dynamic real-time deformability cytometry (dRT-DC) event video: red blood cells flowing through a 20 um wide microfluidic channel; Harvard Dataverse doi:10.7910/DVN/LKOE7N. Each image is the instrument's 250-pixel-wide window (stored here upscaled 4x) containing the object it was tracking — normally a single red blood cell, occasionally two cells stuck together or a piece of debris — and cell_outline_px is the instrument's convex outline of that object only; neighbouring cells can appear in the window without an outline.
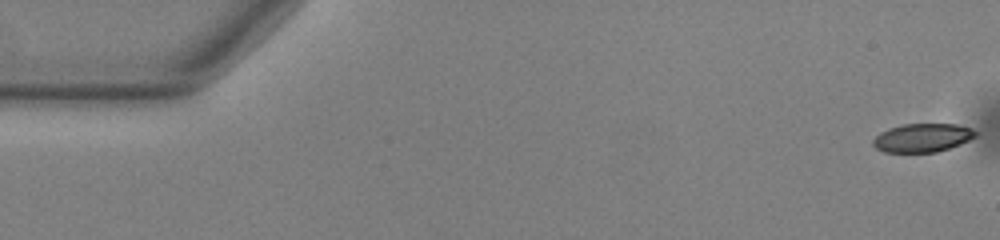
{"species": "common noctule bat (a hibernating species)", "species_latin": "Nyctalus noctula", "temperature_condition": "warm", "stored_images_in_passage": 54, "camera_frame_rate_fps": 3000, "um_per_image_px": 0.085, "animal": {"sex": "male", "body_mass_g": 13.0, "forearm_length_mm": 53.1}, "frame": {"image": 1, "passage_image": 1, "time_ms": 0.0, "image_size_px": [1000, 240], "cell_outline_px": [[976, 136], [960, 144], [936, 152], [884, 152], [876, 148], [872, 144], [872, 140], [880, 132], [888, 128], [904, 124], [956, 124], [972, 128], [976, 132]], "centroid_in_image_um": [78.38, 11.7], "position_along_channel_um": 6.6, "area_um2": 16.99}}
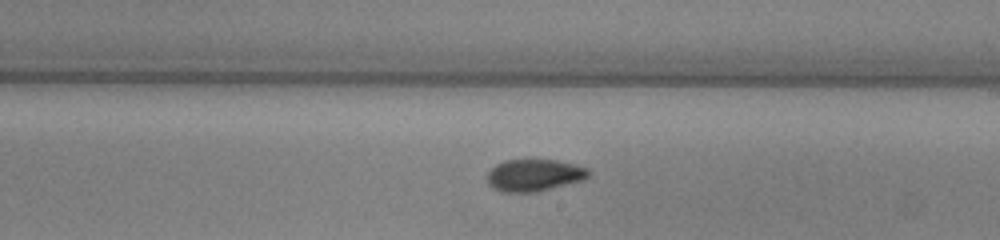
{"frame": {"image": 2, "passage_image": 31, "time_ms": 10.0, "image_size_px": [1000, 240], "cell_outline_px": [[588, 176], [584, 180], [536, 192], [500, 192], [492, 188], [488, 184], [488, 172], [496, 164], [504, 160], [556, 160], [588, 168]], "centroid_in_image_um": [45.37, 14.9], "position_along_channel_um": 243.6, "area_um2": 18.84}}
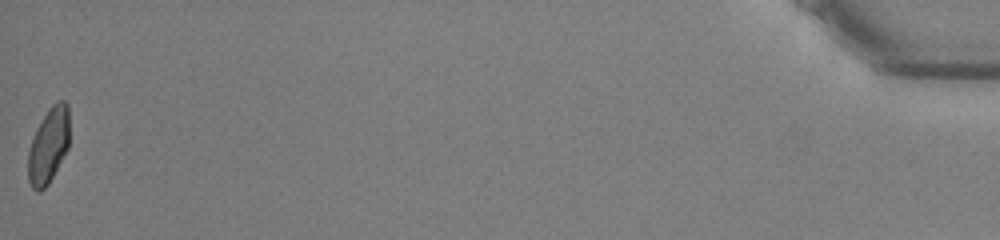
{"frame": {"image": 3, "passage_image": 54, "time_ms": 17.667, "image_size_px": [1000, 240], "cell_outline_px": [[68, 148], [48, 184], [40, 192], [36, 192], [32, 188], [28, 180], [28, 152], [36, 128], [48, 108], [56, 100], [64, 100], [68, 104]], "centroid_in_image_um": [4.11, 12.36], "position_along_channel_um": 431.1, "area_um2": 18.15}, "authors_computed_cell_mechanics": {"area_um2": 18.5827, "velocity_mm_per_s": 3.8264, "shape_relaxation_time_tau1_ms": 5.1118, "shape_relaxation_time_tau2_ms": 2.0058, "deformation_change_tau1": 0.1478, "deformation_change_tau2": 0.0566}}